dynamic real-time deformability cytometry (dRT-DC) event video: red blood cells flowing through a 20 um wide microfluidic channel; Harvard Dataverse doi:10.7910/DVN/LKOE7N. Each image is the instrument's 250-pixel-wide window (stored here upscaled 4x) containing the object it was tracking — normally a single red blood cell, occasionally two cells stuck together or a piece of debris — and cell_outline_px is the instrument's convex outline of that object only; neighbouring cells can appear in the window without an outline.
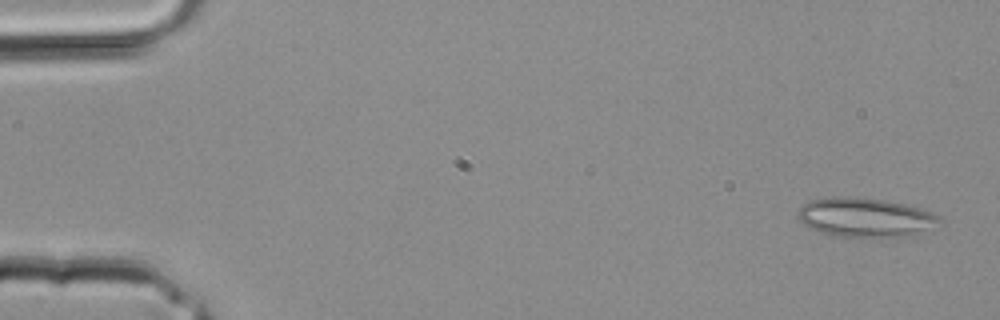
{"species": "common noctule bat (a hibernating species)", "species_latin": "Nyctalus noctula", "temperature_condition": "room temperature", "stored_images_in_passage": 4, "camera_frame_rate_fps": 3000, "um_per_image_px": 0.085, "animal": {"sex": "male", "body_mass_g": 20.4}, "frame": {"image": 1, "passage_image": 1, "time_ms": 0.0, "image_size_px": [1000, 320], "cell_outline_px": [[944, 220], [916, 232], [896, 240], [860, 240], [832, 236], [820, 232], [804, 224], [796, 216], [800, 208], [804, 204], [812, 200], [832, 196], [844, 196], [884, 200], [904, 204], [920, 208], [932, 212], [940, 216]], "centroid_in_image_um": [73.53, 18.54], "position_along_channel_um": 11.5, "area_um2": 33.29}}